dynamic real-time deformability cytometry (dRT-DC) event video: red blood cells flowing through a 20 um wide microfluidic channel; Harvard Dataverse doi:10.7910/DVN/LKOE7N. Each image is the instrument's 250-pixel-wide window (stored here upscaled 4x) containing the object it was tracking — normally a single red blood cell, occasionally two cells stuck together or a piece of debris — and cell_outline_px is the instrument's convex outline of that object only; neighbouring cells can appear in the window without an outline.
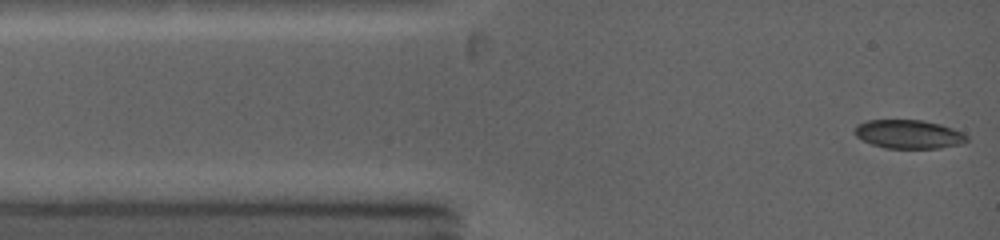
{"species": "common noctule bat (a hibernating species)", "species_latin": "Nyctalus noctula", "temperature_condition": "warm", "stored_images_in_passage": 59, "camera_frame_rate_fps": 5000, "um_per_image_px": 0.085, "animal": {"sex": "female", "body_mass_g": 19.0, "forearm_length_mm": 53.3}, "frame": {"image": 1, "passage_image": 1, "time_ms": 0.0, "image_size_px": [1000, 240], "cell_outline_px": [[968, 140], [960, 144], [940, 148], [884, 148], [872, 144], [856, 136], [856, 124], [868, 120], [924, 120], [940, 124], [964, 132], [968, 136]], "centroid_in_image_um": [77.27, 11.4], "position_along_channel_um": 7.7, "area_um2": 18.73}}
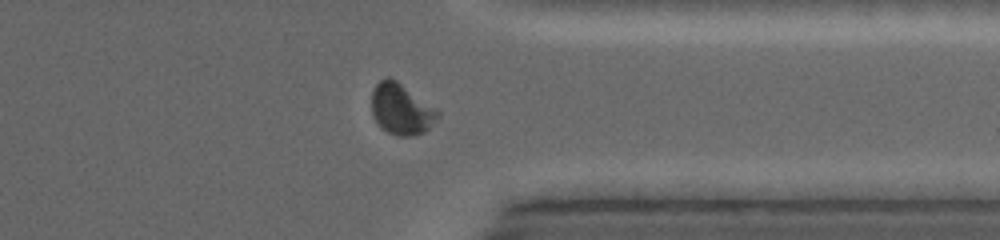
{"frame": {"image": 2, "passage_image": 38, "time_ms": 10.0, "image_size_px": [1000, 240], "cell_outline_px": [[440, 116], [424, 132], [412, 136], [396, 136], [388, 132], [372, 116], [372, 92], [376, 84], [380, 80], [388, 76], [396, 80], [436, 108], [440, 112]], "centroid_in_image_um": [34.11, 9.27], "position_along_channel_um": 377.3, "area_um2": 19.48}}
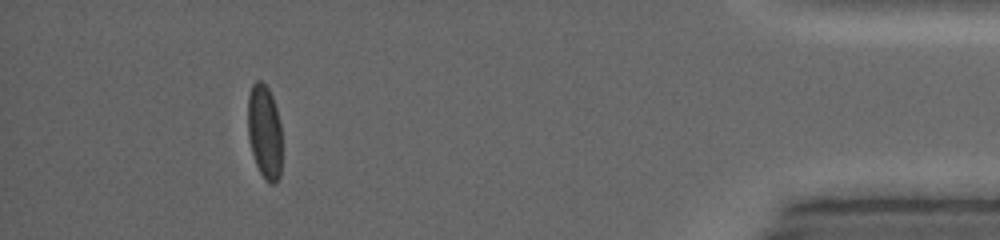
{"frame": {"image": 3, "passage_image": 48, "time_ms": 12.4, "image_size_px": [1000, 240], "cell_outline_px": [[280, 176], [272, 184], [264, 180], [256, 164], [248, 140], [248, 96], [252, 84], [256, 80], [260, 80], [268, 88], [272, 96], [276, 108], [280, 124]], "centroid_in_image_um": [22.46, 11.18], "position_along_channel_um": 412.7, "area_um2": 18.55}, "authors_computed_cell_mechanics": {"area_um2": 19.5942, "velocity_mm_per_s": 4.2303, "shape_relaxation_time_tau1_ms": 5.247, "shape_relaxation_time_tau2_ms": null, "deformation_change_tau1": 0.1361, "deformation_change_tau2": null}}